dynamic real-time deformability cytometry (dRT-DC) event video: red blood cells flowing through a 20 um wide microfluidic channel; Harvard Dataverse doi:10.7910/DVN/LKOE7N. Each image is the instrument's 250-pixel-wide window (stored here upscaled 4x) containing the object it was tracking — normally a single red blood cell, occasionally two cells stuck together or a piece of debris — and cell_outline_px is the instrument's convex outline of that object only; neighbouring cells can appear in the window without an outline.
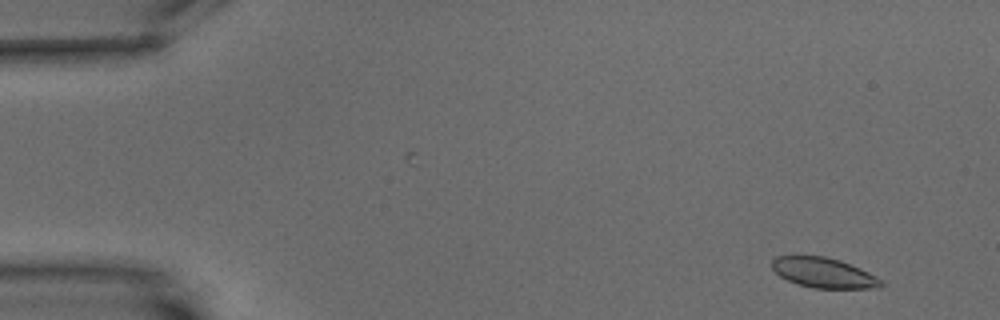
{"species": "common noctule bat (a hibernating species)", "species_latin": "Nyctalus noctula", "temperature_condition": "warm", "stored_images_in_passage": 6, "camera_frame_rate_fps": 3000, "um_per_image_px": 0.085, "animal": {"sex": "male", "body_mass_g": 15.6}, "frame": {"image": 1, "passage_image": 2, "time_ms": 1.0, "image_size_px": [1000, 320], "cell_outline_px": [[884, 284], [880, 288], [812, 288], [796, 284], [780, 276], [772, 268], [772, 260], [776, 256], [824, 256], [840, 260], [860, 268], [884, 280]], "centroid_in_image_um": [70.04, 23.19], "position_along_channel_um": 15.0, "area_um2": 19.19}}
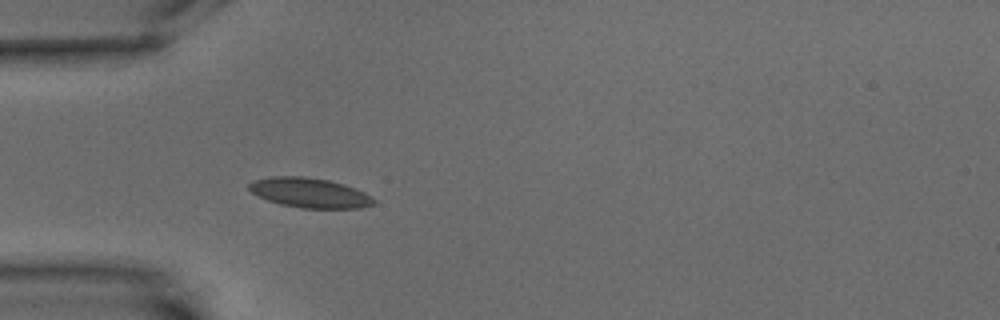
{"frame": {"image": 2, "passage_image": 6, "time_ms": 5.667, "image_size_px": [1000, 320], "cell_outline_px": [[376, 204], [360, 208], [300, 208], [280, 204], [268, 200], [252, 192], [248, 188], [248, 184], [252, 180], [272, 176], [304, 176], [328, 180], [344, 184], [356, 188], [372, 196], [376, 200]], "centroid_in_image_um": [26.35, 16.38], "position_along_channel_um": 58.7, "area_um2": 21.79}}